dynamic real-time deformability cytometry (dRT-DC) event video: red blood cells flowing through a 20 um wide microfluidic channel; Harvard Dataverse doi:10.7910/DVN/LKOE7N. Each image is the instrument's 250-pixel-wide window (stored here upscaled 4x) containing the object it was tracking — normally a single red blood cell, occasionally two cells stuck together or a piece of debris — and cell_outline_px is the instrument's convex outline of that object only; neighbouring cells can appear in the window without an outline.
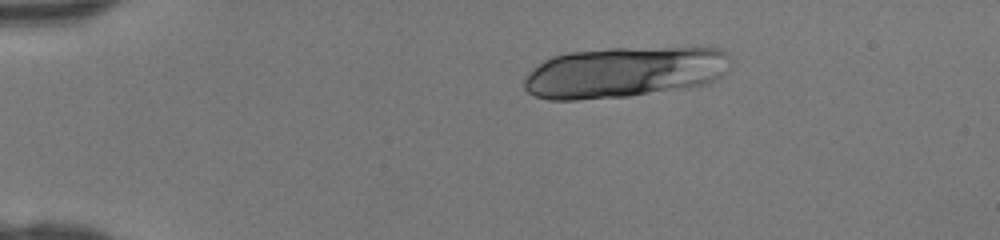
{"species": "human", "species_latin": "Homo sapiens", "temperature_condition": "room temperature", "stored_images_in_passage": 37, "camera_frame_rate_fps": 3000, "um_per_image_px": 0.085, "donor": {"sex": "female"}, "frame": {"image": 1, "passage_image": 1, "time_ms": 0.0, "image_size_px": [1000, 240], "cell_outline_px": [[728, 72], [704, 84], [684, 88], [628, 96], [576, 100], [548, 100], [536, 96], [528, 92], [524, 88], [524, 76], [532, 68], [544, 60], [552, 56], [568, 52], [612, 48], [720, 48], [728, 52]], "centroid_in_image_um": [53.01, 6.14], "position_along_channel_um": 32.0, "area_um2": 61.21}}